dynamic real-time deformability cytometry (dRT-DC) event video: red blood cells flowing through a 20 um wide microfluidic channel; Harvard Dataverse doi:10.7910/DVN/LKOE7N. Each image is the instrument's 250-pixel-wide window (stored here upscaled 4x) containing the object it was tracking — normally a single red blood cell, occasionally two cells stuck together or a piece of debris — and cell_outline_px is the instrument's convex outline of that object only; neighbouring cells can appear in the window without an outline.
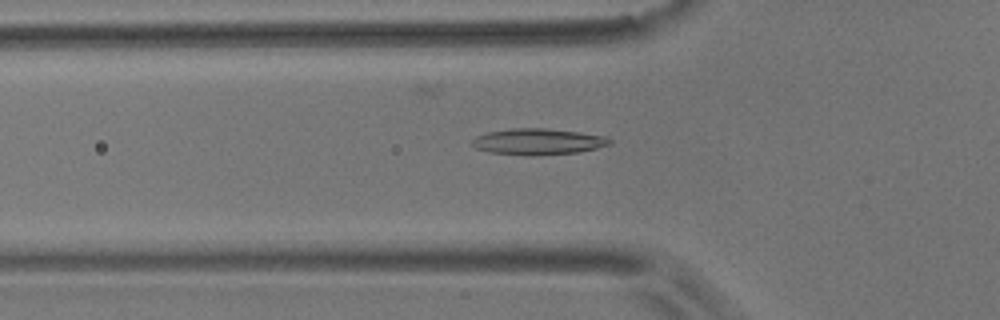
{"species": "common noctule bat (a hibernating species)", "species_latin": "Nyctalus noctula", "temperature_condition": "room temperature", "stored_images_in_passage": 7, "camera_frame_rate_fps": 3000, "um_per_image_px": 0.085, "animal": {"sex": "male", "body_mass_g": 17.9}, "frame": {"image": 1, "passage_image": 6, "time_ms": 22.667, "image_size_px": [1000, 320], "cell_outline_px": [[612, 144], [580, 152], [532, 156], [528, 156], [488, 152], [476, 148], [472, 144], [472, 140], [476, 136], [488, 132], [512, 128], [544, 128], [580, 132], [608, 136], [612, 140]], "centroid_in_image_um": [45.76, 12.04], "position_along_channel_um": 80.0, "area_um2": 21.21}}
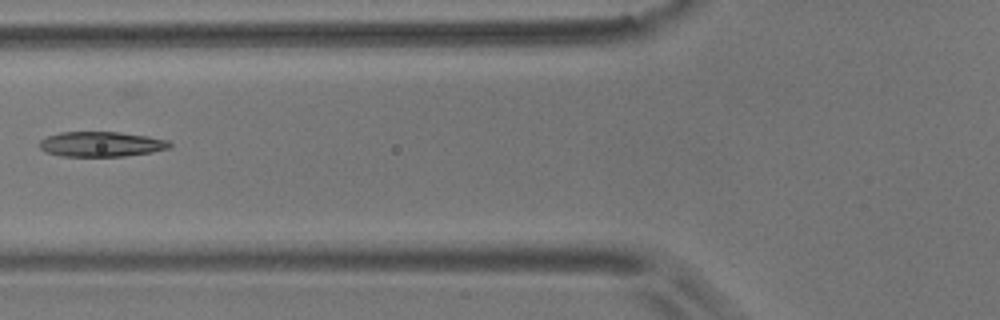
{"frame": {"image": 2, "passage_image": 7, "time_ms": 23.667, "image_size_px": [1000, 320], "cell_outline_px": [[172, 144], [168, 148], [152, 152], [124, 156], [60, 156], [44, 152], [40, 148], [40, 140], [48, 136], [60, 132], [120, 132], [148, 136], [168, 140]], "centroid_in_image_um": [8.59, 12.25], "position_along_channel_um": 117.2, "area_um2": 19.02}}